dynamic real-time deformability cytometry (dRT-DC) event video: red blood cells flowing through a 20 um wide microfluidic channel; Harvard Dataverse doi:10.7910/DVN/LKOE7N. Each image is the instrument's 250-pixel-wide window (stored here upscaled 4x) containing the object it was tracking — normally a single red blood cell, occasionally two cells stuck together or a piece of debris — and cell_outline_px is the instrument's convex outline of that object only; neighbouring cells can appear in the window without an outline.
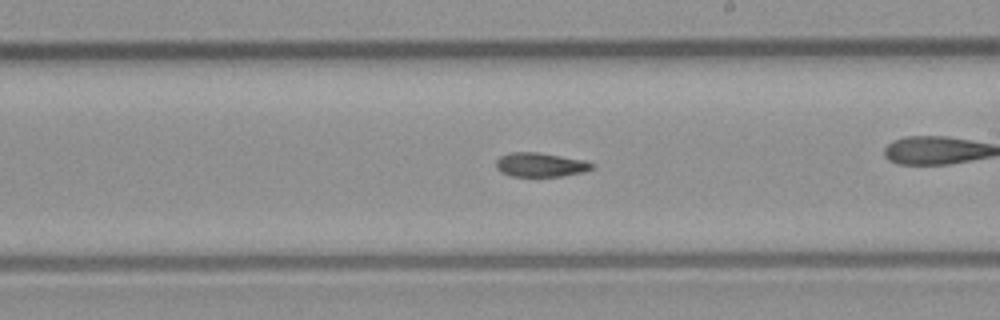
{"species": "common noctule bat (a hibernating species)", "species_latin": "Nyctalus noctula", "temperature_condition": "room temperature", "stored_images_in_passage": 50, "camera_frame_rate_fps": 3000, "um_per_image_px": 0.085, "animal": {"sex": "male", "body_mass_g": 23.1, "forearm_length_mm": 52.7}, "frame": {"image": 1, "passage_image": 29, "time_ms": 9.333, "image_size_px": [1000, 320], "cell_outline_px": [[596, 164], [592, 168], [584, 172], [560, 176], [512, 176], [500, 172], [496, 168], [496, 160], [500, 156], [512, 152], [536, 152], [584, 160]], "centroid_in_image_um": [45.92, 14.0], "position_along_channel_um": 243.1, "area_um2": 13.41}, "authors_computed_cell_mechanics": {"area_um2": 14.2188, "velocity_mm_per_s": 4.256, "shape_relaxation_time_tau1_ms": null, "shape_relaxation_time_tau2_ms": 2.0683, "deformation_change_tau1": null, "deformation_change_tau2": 0.0816}}